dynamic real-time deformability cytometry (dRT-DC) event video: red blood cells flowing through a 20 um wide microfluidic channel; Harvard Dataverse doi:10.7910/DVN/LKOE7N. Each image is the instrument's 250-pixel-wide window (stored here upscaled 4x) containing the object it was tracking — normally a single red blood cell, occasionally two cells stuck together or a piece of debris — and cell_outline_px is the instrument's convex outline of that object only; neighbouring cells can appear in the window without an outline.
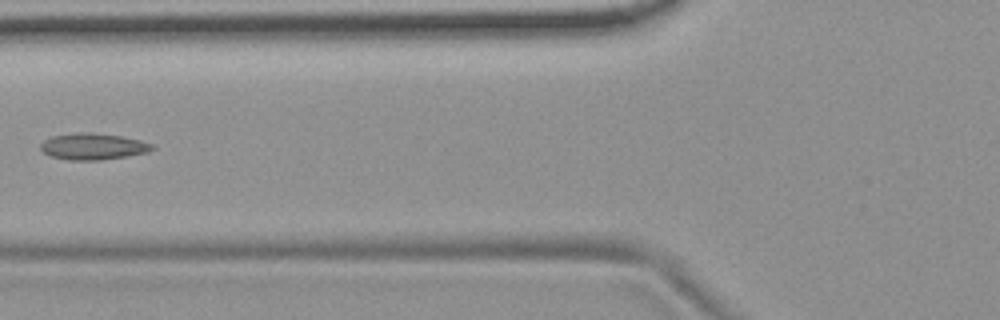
{"species": "common noctule bat (a hibernating species)", "species_latin": "Nyctalus noctula", "temperature_condition": "room temperature", "stored_images_in_passage": 6, "camera_frame_rate_fps": 3000, "um_per_image_px": 0.085, "animal": {"sex": "female", "body_mass_g": 19.9}, "frame": {"image": 1, "passage_image": 6, "time_ms": 5.667, "image_size_px": [1000, 320], "cell_outline_px": [[156, 148], [148, 152], [100, 160], [68, 160], [52, 156], [44, 152], [40, 148], [40, 144], [44, 140], [52, 136], [76, 132], [92, 132], [120, 136], [140, 140], [152, 144]], "centroid_in_image_um": [7.9, 12.44], "position_along_channel_um": 117.9, "area_um2": 17.11}}